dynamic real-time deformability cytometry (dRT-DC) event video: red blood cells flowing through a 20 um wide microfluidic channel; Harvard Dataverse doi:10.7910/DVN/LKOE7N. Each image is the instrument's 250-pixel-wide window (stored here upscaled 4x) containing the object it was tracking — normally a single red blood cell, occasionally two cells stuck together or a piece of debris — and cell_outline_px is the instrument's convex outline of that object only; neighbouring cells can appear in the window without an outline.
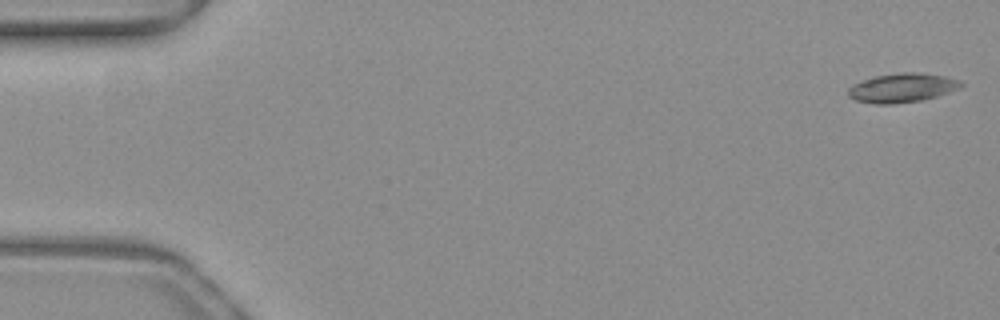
{"species": "common noctule bat (a hibernating species)", "species_latin": "Nyctalus noctula", "temperature_condition": "warm", "stored_images_in_passage": 51, "camera_frame_rate_fps": 3000, "um_per_image_px": 0.085, "animal": {"sex": "female", "body_mass_g": 19.3, "forearm_length_mm": 54.1}, "frame": {"image": 1, "passage_image": 1, "time_ms": 0.0, "image_size_px": [1000, 320], "cell_outline_px": [[964, 84], [960, 88], [936, 96], [920, 100], [892, 104], [872, 104], [856, 100], [848, 96], [848, 88], [852, 84], [876, 76], [904, 72], [916, 72], [944, 76], [960, 80]], "centroid_in_image_um": [76.67, 7.47], "position_along_channel_um": 8.3, "area_um2": 18.96}}
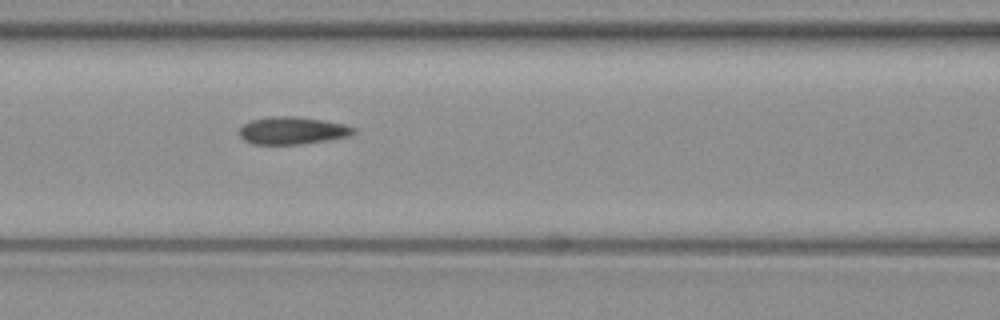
{"frame": {"image": 2, "passage_image": 22, "time_ms": 7.0, "image_size_px": [1000, 320], "cell_outline_px": [[356, 132], [348, 136], [328, 140], [300, 144], [252, 144], [244, 140], [240, 136], [240, 128], [244, 124], [252, 120], [272, 116], [296, 116], [324, 120], [344, 124], [356, 128]], "centroid_in_image_um": [24.87, 11.09], "position_along_channel_um": 141.7, "area_um2": 18.26}}
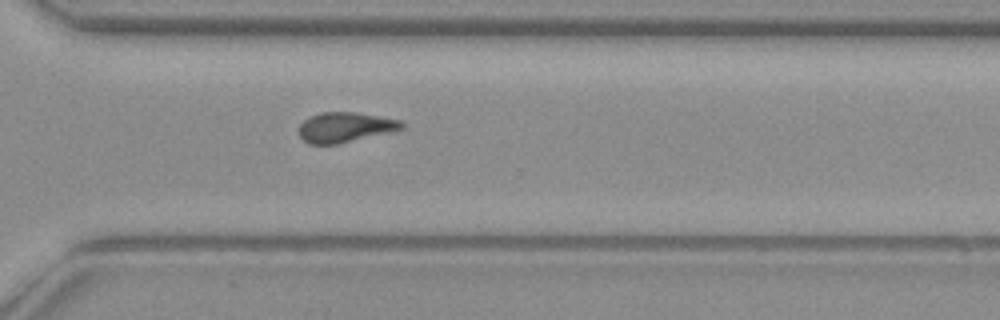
{"frame": {"image": 3, "passage_image": 37, "time_ms": 12.0, "image_size_px": [1000, 320], "cell_outline_px": [[404, 128], [388, 132], [336, 144], [308, 144], [300, 136], [300, 124], [304, 120], [320, 112], [356, 112], [400, 120], [404, 124]], "centroid_in_image_um": [29.32, 10.81], "position_along_channel_um": 341.3, "area_um2": 17.63}, "authors_computed_cell_mechanics": {"area_um2": 18.207, "velocity_mm_per_s": 3.9981, "shape_relaxation_time_tau1_ms": 6.5666, "shape_relaxation_time_tau2_ms": 2.3915, "deformation_change_tau1": 0.1383, "deformation_change_tau2": 0.0893}}